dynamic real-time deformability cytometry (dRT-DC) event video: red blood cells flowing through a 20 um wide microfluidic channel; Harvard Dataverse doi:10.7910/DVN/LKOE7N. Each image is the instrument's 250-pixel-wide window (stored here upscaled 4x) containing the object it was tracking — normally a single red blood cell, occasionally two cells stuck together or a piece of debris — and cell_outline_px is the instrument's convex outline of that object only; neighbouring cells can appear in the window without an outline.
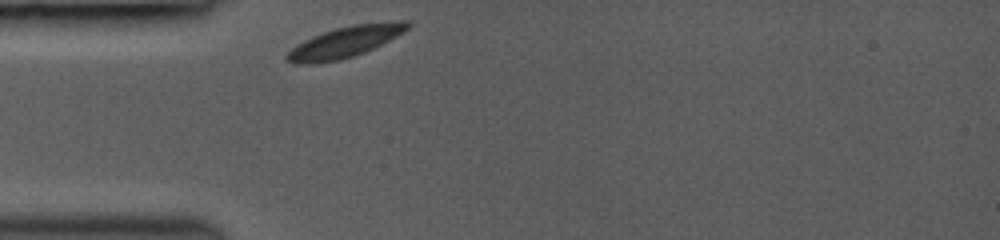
{"species": "common noctule bat (a hibernating species)", "species_latin": "Nyctalus noctula", "temperature_condition": "room temperature", "stored_images_in_passage": 10, "camera_frame_rate_fps": 3000, "um_per_image_px": 0.085, "animal": {"sex": "female", "body_mass_g": 19.0, "forearm_length_mm": 53.3}, "frame": {"image": 1, "passage_image": 1, "time_ms": 0.0, "image_size_px": [1000, 240], "cell_outline_px": [[412, 24], [404, 32], [364, 52], [340, 60], [312, 64], [292, 64], [284, 60], [284, 56], [292, 48], [304, 40], [312, 36], [336, 28], [356, 24], [396, 20], [412, 20]], "centroid_in_image_um": [29.32, 3.56], "position_along_channel_um": 55.7, "area_um2": 21.85}}
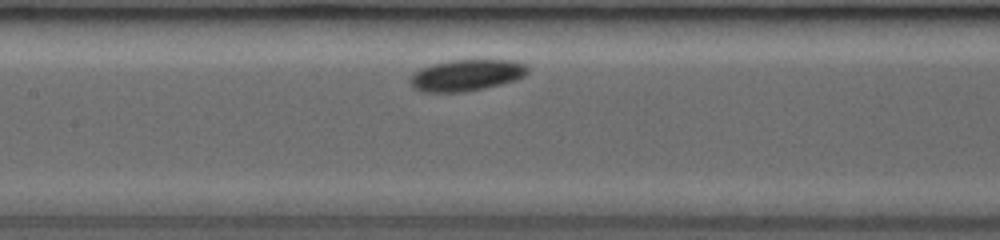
{"frame": {"image": 2, "passage_image": 6, "time_ms": 3.0, "image_size_px": [1000, 240], "cell_outline_px": [[528, 72], [524, 76], [516, 80], [484, 88], [464, 92], [420, 92], [412, 88], [408, 80], [420, 68], [432, 64], [448, 60], [512, 60], [528, 64]], "centroid_in_image_um": [39.64, 6.39], "position_along_channel_um": 167.8, "area_um2": 21.73}}
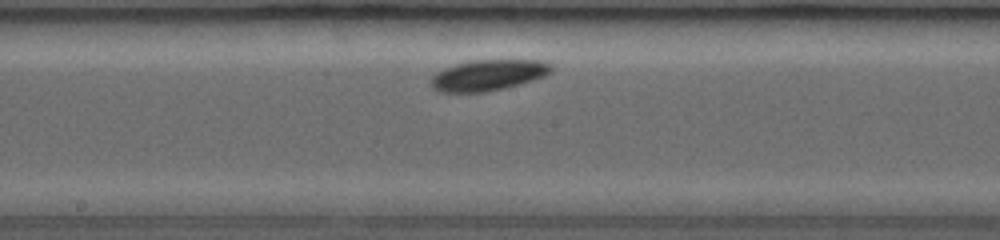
{"frame": {"image": 3, "passage_image": 9, "time_ms": 4.0, "image_size_px": [1000, 240], "cell_outline_px": [[552, 72], [544, 76], [520, 84], [504, 88], [484, 92], [440, 92], [432, 88], [432, 76], [436, 72], [444, 68], [468, 60], [544, 60], [552, 64]], "centroid_in_image_um": [41.51, 6.38], "position_along_channel_um": 206.7, "area_um2": 21.73}}